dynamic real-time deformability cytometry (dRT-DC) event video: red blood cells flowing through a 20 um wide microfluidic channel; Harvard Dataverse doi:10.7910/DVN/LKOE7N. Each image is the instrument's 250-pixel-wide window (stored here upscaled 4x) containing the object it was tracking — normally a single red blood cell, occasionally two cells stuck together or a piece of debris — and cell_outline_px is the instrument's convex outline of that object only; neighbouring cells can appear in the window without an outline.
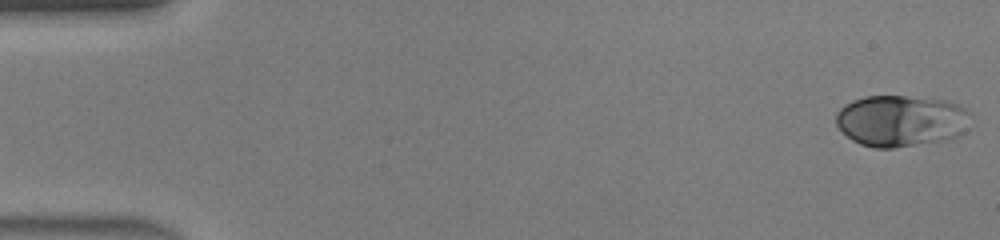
{"species": "human", "species_latin": "Homo sapiens", "temperature_condition": "warm", "stored_images_in_passage": 46, "camera_frame_rate_fps": 3000, "um_per_image_px": 0.085, "donor": {"sex": "male"}, "frame": {"image": 1, "passage_image": 1, "time_ms": 0.0, "image_size_px": [1000, 240], "cell_outline_px": [[972, 112], [968, 128], [964, 132], [956, 136], [944, 140], [892, 148], [876, 148], [860, 144], [852, 140], [836, 124], [836, 112], [844, 104], [852, 100], [864, 96], [904, 96], [944, 100], [956, 104]], "centroid_in_image_um": [76.59, 10.26], "position_along_channel_um": 8.4, "area_um2": 40.46}}
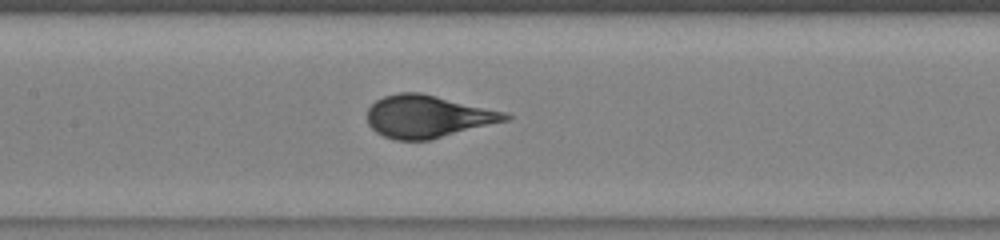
{"frame": {"image": 2, "passage_image": 22, "time_ms": 7.0, "image_size_px": [1000, 240], "cell_outline_px": [[512, 116], [508, 120], [428, 140], [396, 140], [384, 136], [376, 132], [368, 124], [368, 108], [376, 100], [384, 96], [400, 92], [420, 92], [508, 112]], "centroid_in_image_um": [36.36, 9.89], "position_along_channel_um": 171.0, "area_um2": 34.04}}
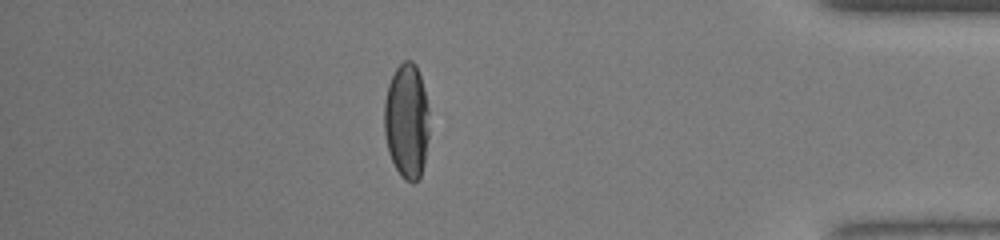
{"frame": {"image": 3, "passage_image": 40, "time_ms": 13.0, "image_size_px": [1000, 240], "cell_outline_px": [[428, 136], [424, 164], [420, 176], [412, 184], [404, 180], [400, 176], [388, 152], [384, 132], [384, 100], [388, 84], [396, 68], [404, 60], [412, 60], [416, 64], [424, 88], [428, 108]], "centroid_in_image_um": [34.56, 10.29], "position_along_channel_um": 400.6, "area_um2": 30.4}}